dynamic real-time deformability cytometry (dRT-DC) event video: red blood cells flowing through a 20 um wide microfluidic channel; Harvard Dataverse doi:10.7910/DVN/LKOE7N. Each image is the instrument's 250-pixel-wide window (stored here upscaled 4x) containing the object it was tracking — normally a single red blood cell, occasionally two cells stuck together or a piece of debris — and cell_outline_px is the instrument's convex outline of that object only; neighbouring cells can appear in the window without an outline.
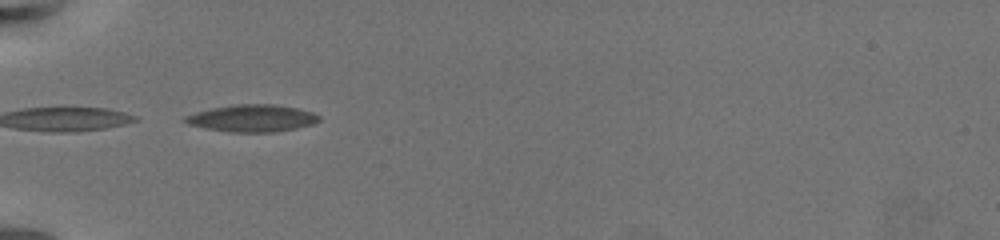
{"species": "common noctule bat (a hibernating species)", "species_latin": "Nyctalus noctula", "temperature_condition": "warm", "stored_images_in_passage": 15, "camera_frame_rate_fps": 3000, "um_per_image_px": 0.085, "animal": {"sex": "female", "body_mass_g": 19.5, "forearm_length_mm": 54.1}, "frame": {"image": 1, "passage_image": 1, "time_ms": 0.0, "image_size_px": [1000, 240], "cell_outline_px": [[320, 120], [312, 124], [296, 128], [272, 132], [232, 132], [208, 128], [188, 124], [184, 120], [184, 116], [196, 112], [212, 108], [236, 104], [272, 104], [296, 108], [312, 112], [320, 116]], "centroid_in_image_um": [21.44, 10.04], "position_along_channel_um": 63.6, "area_um2": 20.87}}
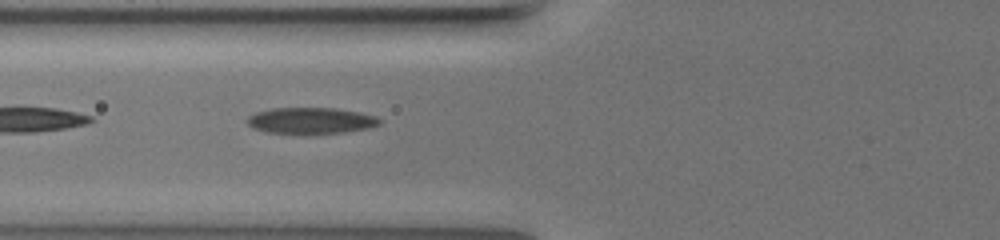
{"frame": {"image": 2, "passage_image": 5, "time_ms": 1.333, "image_size_px": [1000, 240], "cell_outline_px": [[380, 124], [368, 128], [344, 132], [308, 136], [300, 136], [268, 132], [252, 128], [248, 124], [248, 116], [256, 112], [272, 108], [336, 108], [356, 112], [372, 116], [380, 120]], "centroid_in_image_um": [26.36, 10.29], "position_along_channel_um": 99.4, "area_um2": 20.69}}
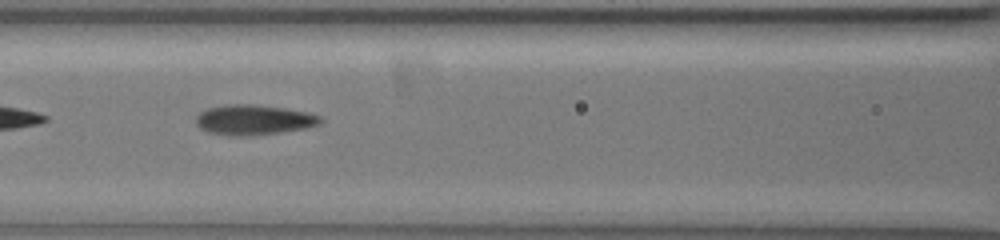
{"frame": {"image": 3, "passage_image": 9, "time_ms": 2.667, "image_size_px": [1000, 240], "cell_outline_px": [[320, 120], [316, 124], [304, 128], [252, 136], [232, 136], [208, 132], [200, 128], [196, 124], [196, 116], [200, 112], [208, 108], [228, 104], [252, 104], [284, 108], [304, 112], [320, 116]], "centroid_in_image_um": [21.47, 10.19], "position_along_channel_um": 145.1, "area_um2": 21.5}}